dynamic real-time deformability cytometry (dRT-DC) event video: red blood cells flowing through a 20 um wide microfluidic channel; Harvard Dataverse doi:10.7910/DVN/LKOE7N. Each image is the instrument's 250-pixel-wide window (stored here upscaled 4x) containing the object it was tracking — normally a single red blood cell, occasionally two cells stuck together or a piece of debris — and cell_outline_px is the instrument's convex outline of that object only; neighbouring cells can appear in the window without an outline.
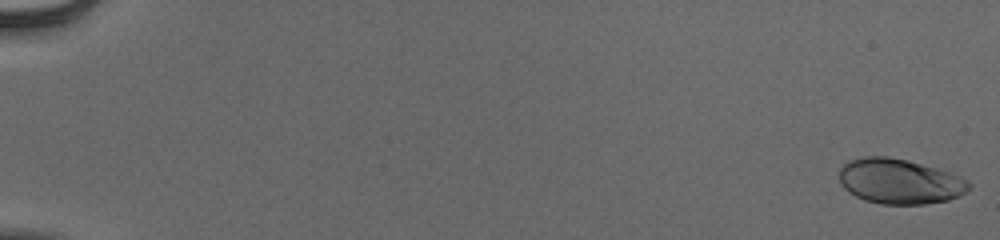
{"species": "human", "species_latin": "Homo sapiens", "temperature_condition": "cold", "stored_images_in_passage": 55, "camera_frame_rate_fps": 3000, "um_per_image_px": 0.085, "donor": {"sex": "male"}, "frame": {"image": 1, "passage_image": 1, "time_ms": 0.0, "image_size_px": [1000, 240], "cell_outline_px": [[972, 184], [960, 196], [948, 200], [924, 204], [880, 204], [864, 200], [848, 192], [840, 184], [840, 168], [844, 164], [852, 160], [864, 156], [888, 156], [908, 160], [936, 168], [948, 172], [968, 180]], "centroid_in_image_um": [76.45, 15.42], "position_along_channel_um": 8.5, "area_um2": 34.04}}
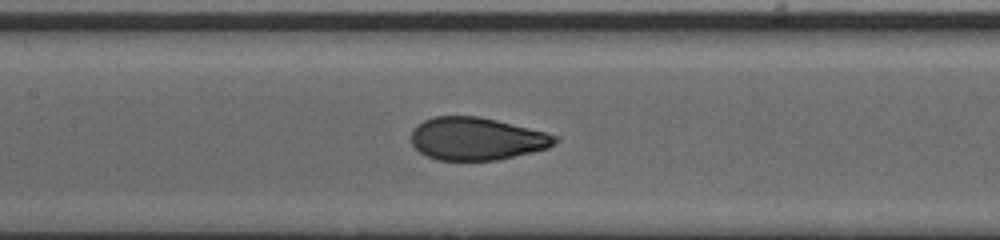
{"frame": {"image": 2, "passage_image": 29, "time_ms": 9.333, "image_size_px": [1000, 240], "cell_outline_px": [[560, 140], [556, 144], [548, 148], [532, 152], [496, 160], [436, 160], [420, 152], [412, 144], [412, 128], [416, 124], [424, 120], [436, 116], [480, 116], [544, 132], [556, 136]], "centroid_in_image_um": [40.5, 11.79], "position_along_channel_um": 166.9, "area_um2": 35.66}}
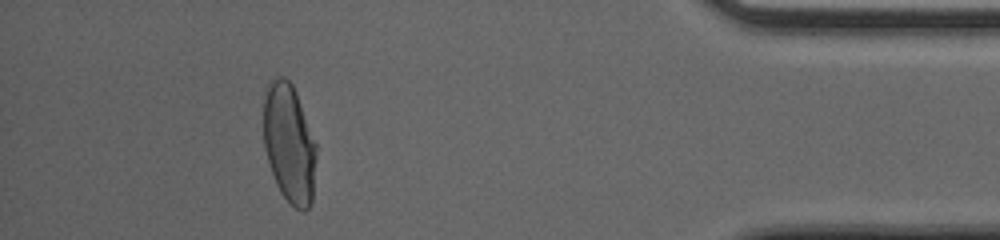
{"frame": {"image": 3, "passage_image": 51, "time_ms": 16.667, "image_size_px": [1000, 240], "cell_outline_px": [[316, 156], [312, 204], [304, 212], [296, 208], [280, 192], [276, 184], [264, 148], [264, 88], [268, 80], [276, 76], [284, 76], [292, 84], [296, 92], [316, 144]], "centroid_in_image_um": [24.57, 12.15], "position_along_channel_um": 410.6, "area_um2": 36.76}, "authors_computed_cell_mechanics": {"area_um2": 36.0672, "velocity_mm_per_s": 3.9024, "shape_relaxation_time_tau1_ms": 4.2359, "shape_relaxation_time_tau2_ms": null, "deformation_change_tau1": 0.1783, "deformation_change_tau2": null}}